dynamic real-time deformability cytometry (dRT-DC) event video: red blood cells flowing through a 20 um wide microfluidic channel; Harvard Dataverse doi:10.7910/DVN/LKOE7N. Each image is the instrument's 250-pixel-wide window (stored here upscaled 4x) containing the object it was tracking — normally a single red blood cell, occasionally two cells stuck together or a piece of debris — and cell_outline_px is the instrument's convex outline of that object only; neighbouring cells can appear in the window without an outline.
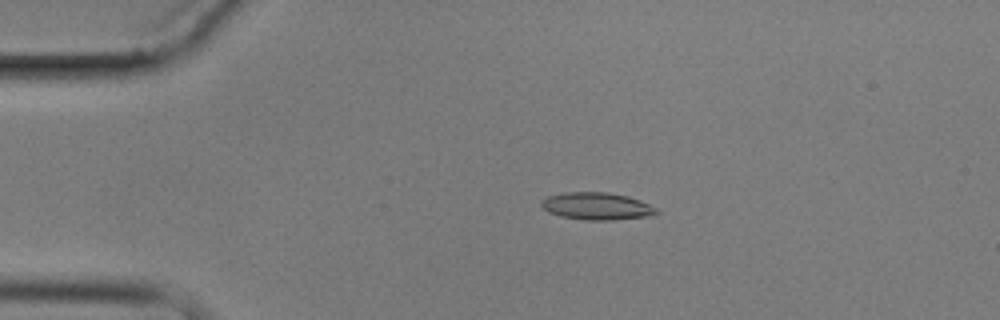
{"species": "common noctule bat (a hibernating species)", "species_latin": "Nyctalus noctula", "temperature_condition": "cold", "stored_images_in_passage": 7, "camera_frame_rate_fps": 3000, "um_per_image_px": 0.085, "animal": {"sex": "male", "body_mass_g": 17.9}, "frame": {"image": 1, "passage_image": 3, "time_ms": 2.333, "image_size_px": [1000, 320], "cell_outline_px": [[660, 212], [652, 216], [612, 220], [584, 220], [560, 216], [548, 212], [540, 204], [540, 200], [548, 196], [564, 192], [608, 192], [628, 196], [640, 200], [656, 208]], "centroid_in_image_um": [50.73, 17.52], "position_along_channel_um": 34.3, "area_um2": 18.5}}
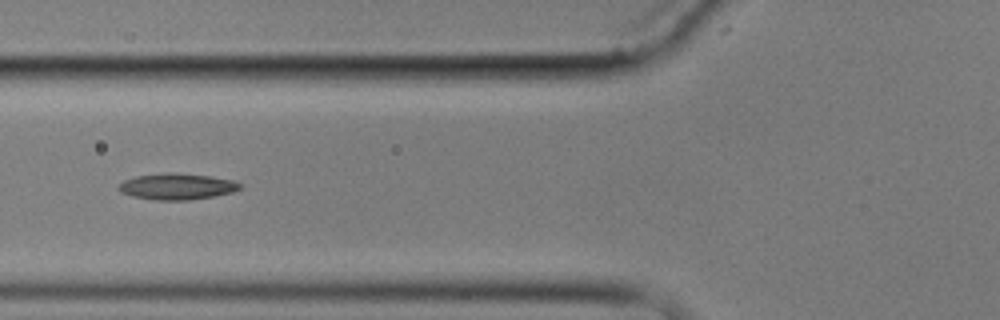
{"frame": {"image": 2, "passage_image": 6, "time_ms": 5.667, "image_size_px": [1000, 320], "cell_outline_px": [[244, 184], [240, 188], [232, 192], [216, 196], [188, 200], [156, 200], [132, 196], [120, 192], [120, 184], [124, 180], [136, 176], [212, 176], [232, 180]], "centroid_in_image_um": [15.11, 15.91], "position_along_channel_um": 110.7, "area_um2": 17.4}}
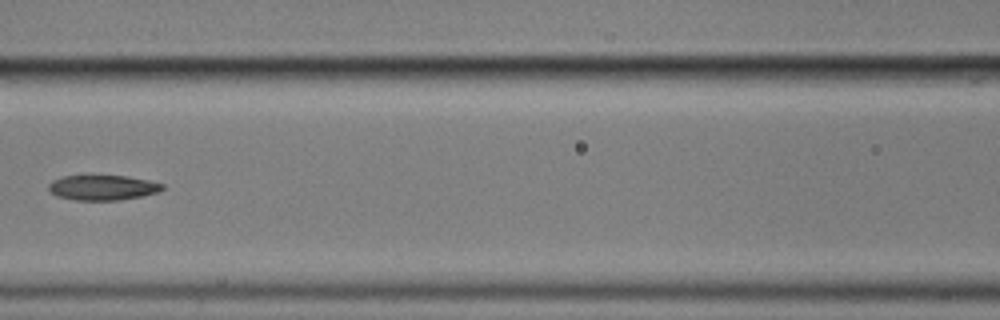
{"frame": {"image": 3, "passage_image": 7, "time_ms": 7.0, "image_size_px": [1000, 320], "cell_outline_px": [[164, 188], [160, 192], [120, 200], [76, 200], [56, 196], [48, 192], [48, 184], [52, 180], [64, 176], [128, 176], [148, 180], [164, 184]], "centroid_in_image_um": [8.71, 15.95], "position_along_channel_um": 157.9, "area_um2": 16.7}}